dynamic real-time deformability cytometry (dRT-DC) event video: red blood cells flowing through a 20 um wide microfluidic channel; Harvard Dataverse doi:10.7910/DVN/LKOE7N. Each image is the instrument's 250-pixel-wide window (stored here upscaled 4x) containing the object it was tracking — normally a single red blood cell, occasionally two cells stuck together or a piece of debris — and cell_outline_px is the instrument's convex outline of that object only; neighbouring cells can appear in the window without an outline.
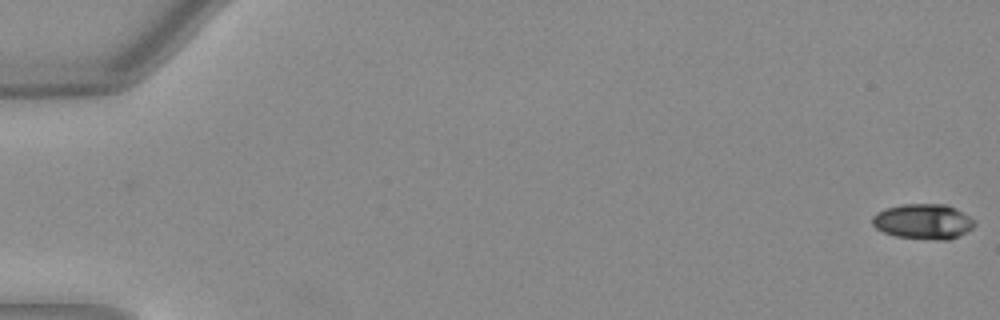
{"species": "Egyptian fruit bat (a non-hibernating species)", "species_latin": "Rousettus aegyptiacus", "temperature_condition": "warm", "stored_images_in_passage": 50, "camera_frame_rate_fps": 3000, "um_per_image_px": 0.085, "animal": {"sex": "female"}, "frame": {"image": 1, "passage_image": 1, "time_ms": 0.0, "image_size_px": [1000, 320], "cell_outline_px": [[976, 224], [972, 228], [948, 240], [936, 240], [896, 236], [884, 232], [876, 228], [872, 224], [872, 216], [876, 212], [888, 208], [904, 204], [948, 204], [968, 216]], "centroid_in_image_um": [78.45, 18.82], "position_along_channel_um": 6.6, "area_um2": 20.69}}
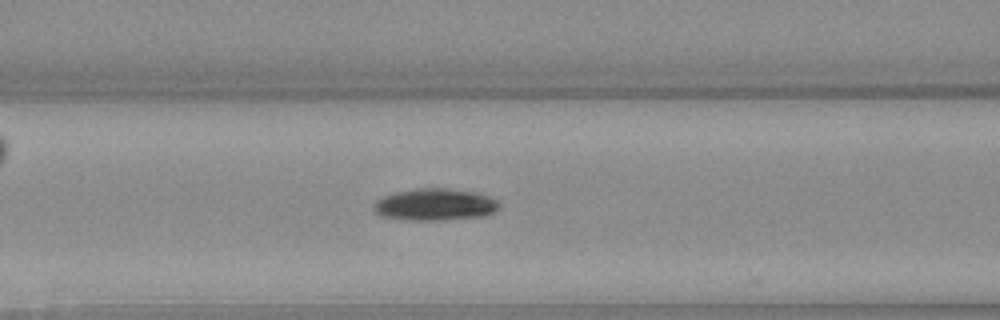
{"frame": {"image": 2, "passage_image": 23, "time_ms": 7.333, "image_size_px": [1000, 320], "cell_outline_px": [[500, 204], [492, 212], [484, 216], [440, 220], [404, 220], [380, 216], [372, 208], [376, 200], [384, 196], [396, 192], [416, 188], [444, 188], [476, 192], [488, 196], [496, 200]], "centroid_in_image_um": [36.93, 17.39], "position_along_channel_um": 129.7, "area_um2": 23.29}}
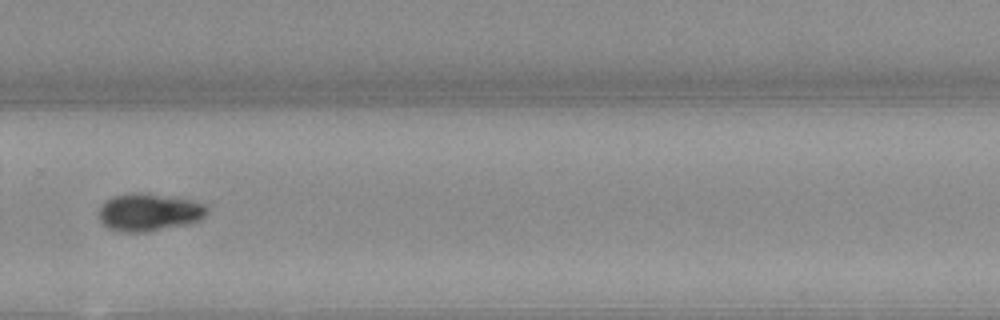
{"frame": {"image": 3, "passage_image": 37, "time_ms": 12.0, "image_size_px": [1000, 320], "cell_outline_px": [[208, 208], [204, 216], [196, 220], [184, 224], [148, 232], [116, 232], [108, 228], [100, 220], [100, 208], [112, 196], [132, 192], [136, 192], [192, 200], [204, 204]], "centroid_in_image_um": [12.63, 18.05], "position_along_channel_um": 317.2, "area_um2": 23.29}, "authors_computed_cell_mechanics": {"area_um2": 21.8484, "velocity_mm_per_s": 4.0368, "shape_relaxation_time_tau1_ms": 2.4921, "shape_relaxation_time_tau2_ms": null, "deformation_change_tau1": 0.1426, "deformation_change_tau2": null}}